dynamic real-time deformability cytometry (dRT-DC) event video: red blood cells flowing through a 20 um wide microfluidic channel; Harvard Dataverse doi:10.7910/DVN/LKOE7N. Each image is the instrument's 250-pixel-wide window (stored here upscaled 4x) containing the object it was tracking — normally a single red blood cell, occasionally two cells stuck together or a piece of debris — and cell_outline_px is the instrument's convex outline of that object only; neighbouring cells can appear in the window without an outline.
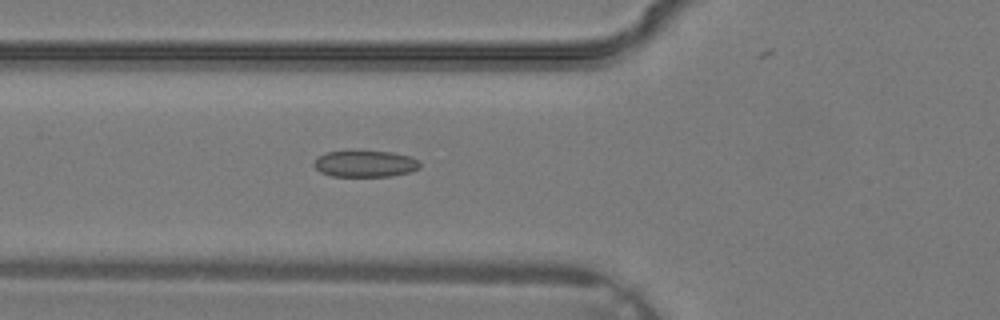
{"species": "common noctule bat (a hibernating species)", "species_latin": "Nyctalus noctula", "temperature_condition": "warm", "stored_images_in_passage": 35, "camera_frame_rate_fps": 3000, "um_per_image_px": 0.085, "animal": {"sex": "male", "body_mass_g": 19.2, "forearm_length_mm": 51.8}, "frame": {"image": 1, "passage_image": 13, "time_ms": 4.0, "image_size_px": [1000, 320], "cell_outline_px": [[420, 168], [408, 172], [392, 176], [332, 176], [320, 172], [312, 164], [324, 152], [392, 152], [412, 156], [420, 160]], "centroid_in_image_um": [31.08, 13.93], "position_along_channel_um": 94.7, "area_um2": 16.18}}
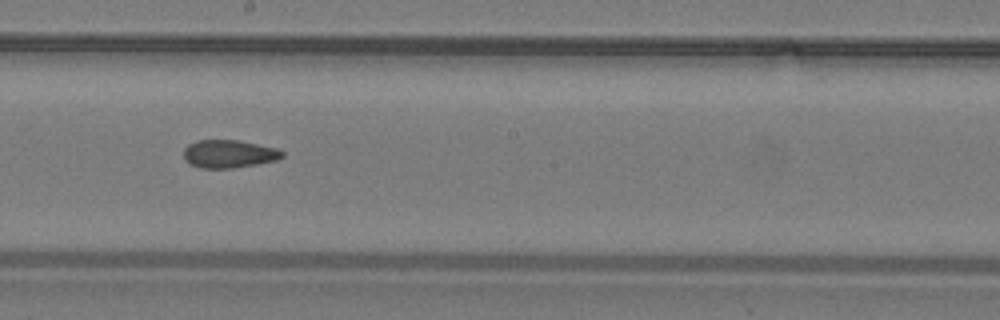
{"frame": {"image": 2, "passage_image": 20, "time_ms": 6.333, "image_size_px": [1000, 320], "cell_outline_px": [[284, 156], [276, 160], [256, 164], [232, 168], [200, 168], [188, 164], [184, 160], [184, 148], [188, 144], [196, 140], [240, 140], [280, 148], [284, 152]], "centroid_in_image_um": [19.46, 13.07], "position_along_channel_um": 228.7, "area_um2": 16.36}}
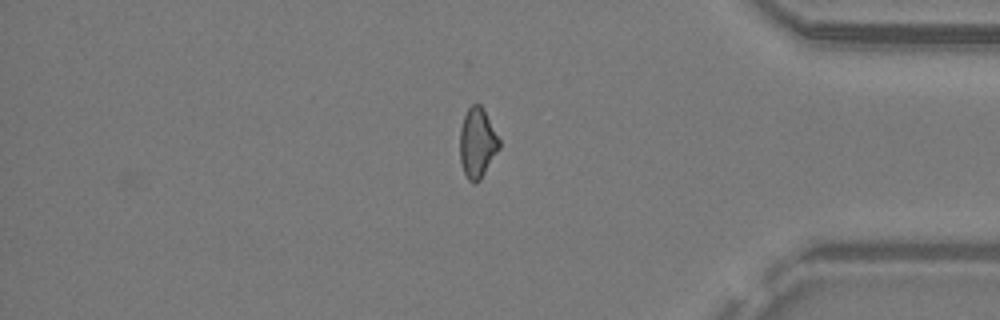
{"frame": {"image": 3, "passage_image": 30, "time_ms": 9.667, "image_size_px": [1000, 320], "cell_outline_px": [[500, 148], [480, 180], [468, 180], [464, 172], [460, 160], [460, 128], [464, 116], [468, 108], [472, 104], [480, 104], [500, 140]], "centroid_in_image_um": [40.57, 12.14], "position_along_channel_um": 394.6, "area_um2": 15.72}}